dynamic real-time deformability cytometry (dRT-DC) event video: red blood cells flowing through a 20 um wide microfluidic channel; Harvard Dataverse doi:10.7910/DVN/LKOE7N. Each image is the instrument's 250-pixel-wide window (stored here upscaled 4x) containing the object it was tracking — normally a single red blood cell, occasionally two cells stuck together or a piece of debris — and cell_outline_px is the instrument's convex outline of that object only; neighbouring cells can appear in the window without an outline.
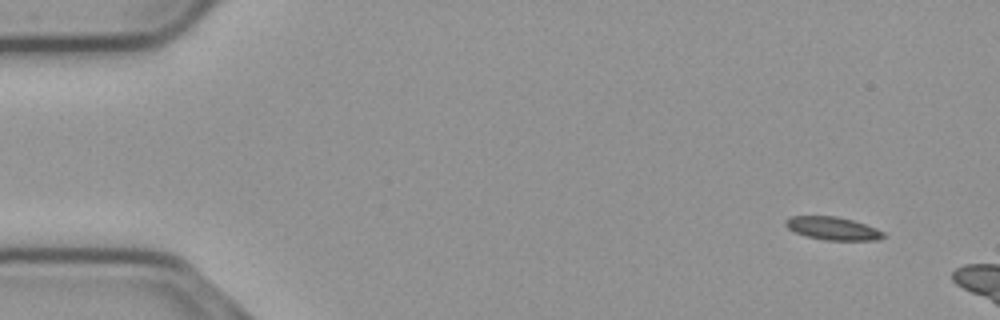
{"species": "common noctule bat (a hibernating species)", "species_latin": "Nyctalus noctula", "temperature_condition": "cold", "stored_images_in_passage": 10, "camera_frame_rate_fps": 3000, "um_per_image_px": 0.085, "animal": {"sex": "male", "body_mass_g": 23.1, "forearm_length_mm": 52.7}, "frame": {"image": 1, "passage_image": 4, "time_ms": 1.0, "image_size_px": [1000, 320], "cell_outline_px": [[884, 236], [876, 240], [824, 240], [804, 236], [788, 228], [784, 224], [784, 220], [788, 216], [836, 216], [852, 220], [876, 228], [884, 232]], "centroid_in_image_um": [70.73, 19.41], "position_along_channel_um": 14.3, "area_um2": 13.12}}